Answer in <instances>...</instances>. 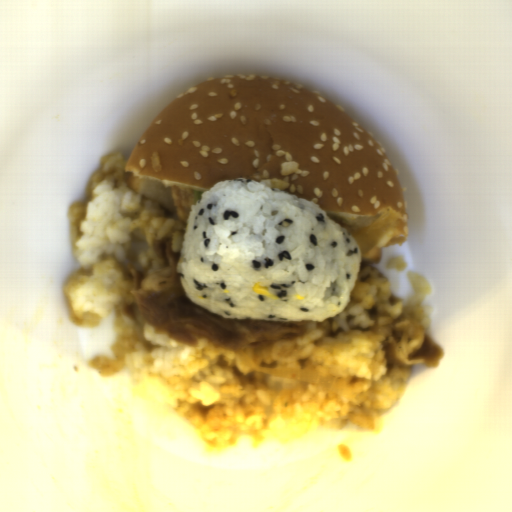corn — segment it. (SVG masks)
<instances>
[{
	"instance_id": "corn-2",
	"label": "corn",
	"mask_w": 512,
	"mask_h": 512,
	"mask_svg": "<svg viewBox=\"0 0 512 512\" xmlns=\"http://www.w3.org/2000/svg\"><path fill=\"white\" fill-rule=\"evenodd\" d=\"M295 298H297V299H299V300H304V296L297 295V294H296Z\"/></svg>"
},
{
	"instance_id": "corn-1",
	"label": "corn",
	"mask_w": 512,
	"mask_h": 512,
	"mask_svg": "<svg viewBox=\"0 0 512 512\" xmlns=\"http://www.w3.org/2000/svg\"><path fill=\"white\" fill-rule=\"evenodd\" d=\"M252 291L256 295H268L276 299L278 297L274 292L270 291L268 287H266L265 285H261L260 282L252 284Z\"/></svg>"
}]
</instances>
